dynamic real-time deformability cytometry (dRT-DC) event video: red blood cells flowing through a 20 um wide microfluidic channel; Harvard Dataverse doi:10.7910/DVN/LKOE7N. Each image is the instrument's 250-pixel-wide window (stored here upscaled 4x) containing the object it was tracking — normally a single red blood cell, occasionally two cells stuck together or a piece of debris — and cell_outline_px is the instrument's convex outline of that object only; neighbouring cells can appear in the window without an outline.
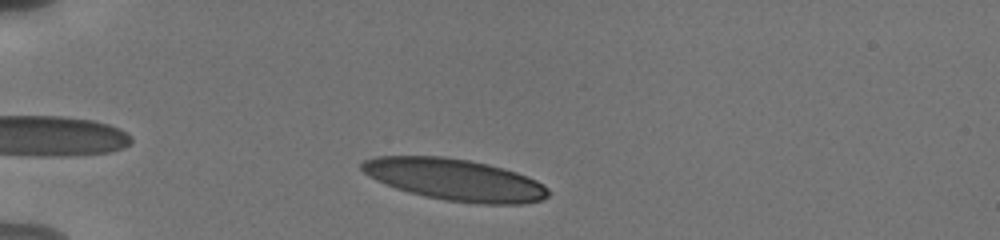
{"species": "human", "species_latin": "Homo sapiens", "temperature_condition": "cold", "stored_images_in_passage": 37, "camera_frame_rate_fps": 3000, "um_per_image_px": 0.085, "donor": {"sex": "male"}, "frame": {"image": 1, "passage_image": 4, "time_ms": 1.0, "image_size_px": [1000, 240], "cell_outline_px": [[552, 192], [548, 196], [540, 200], [524, 204], [480, 204], [448, 200], [424, 196], [408, 192], [396, 188], [376, 180], [368, 176], [360, 168], [360, 164], [364, 160], [376, 156], [440, 156], [468, 160], [488, 164], [504, 168], [516, 172], [536, 180], [548, 188]], "centroid_in_image_um": [38.67, 15.27], "position_along_channel_um": 46.3, "area_um2": 45.32}}
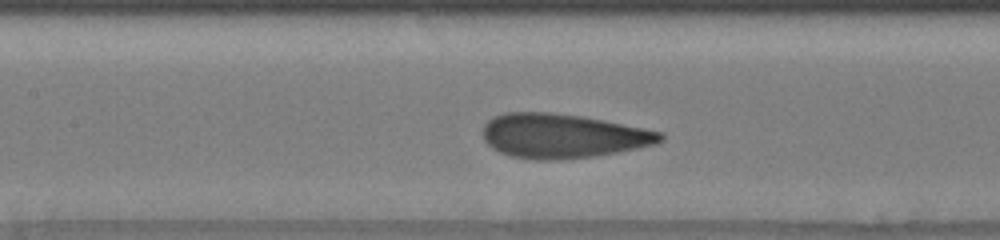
{"frame": {"image": 2, "passage_image": 16, "time_ms": 5.0, "image_size_px": [1000, 240], "cell_outline_px": [[664, 140], [656, 144], [616, 152], [592, 156], [560, 160], [532, 160], [508, 156], [492, 148], [484, 140], [484, 124], [488, 120], [504, 112], [548, 112], [584, 116], [664, 132]], "centroid_in_image_um": [47.82, 11.55], "position_along_channel_um": 159.6, "area_um2": 46.01}}
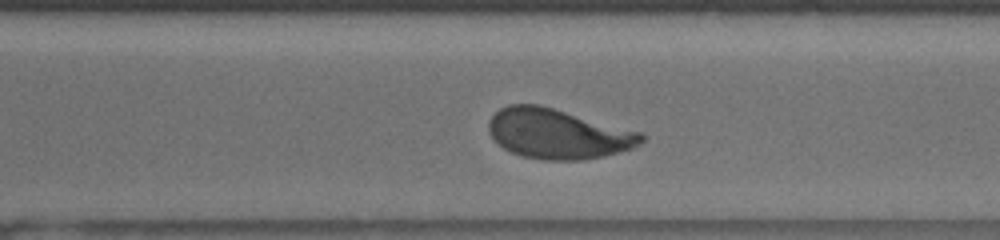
{"frame": {"image": 3, "passage_image": 29, "time_ms": 9.333, "image_size_px": [1000, 240], "cell_outline_px": [[644, 140], [640, 144], [632, 148], [600, 156], [580, 160], [544, 160], [520, 156], [504, 148], [488, 132], [488, 120], [500, 108], [508, 104], [540, 104], [640, 132], [644, 136]], "centroid_in_image_um": [47.38, 11.36], "position_along_channel_um": 323.2, "area_um2": 44.1}, "authors_computed_cell_mechanics": {"area_um2": 45.0262, "velocity_mm_per_s": 3.7935, "shape_relaxation_time_tau1_ms": 4.3642, "shape_relaxation_time_tau2_ms": 0.7293, "deformation_change_tau1": 0.1677, "deformation_change_tau2": 0.0819}}